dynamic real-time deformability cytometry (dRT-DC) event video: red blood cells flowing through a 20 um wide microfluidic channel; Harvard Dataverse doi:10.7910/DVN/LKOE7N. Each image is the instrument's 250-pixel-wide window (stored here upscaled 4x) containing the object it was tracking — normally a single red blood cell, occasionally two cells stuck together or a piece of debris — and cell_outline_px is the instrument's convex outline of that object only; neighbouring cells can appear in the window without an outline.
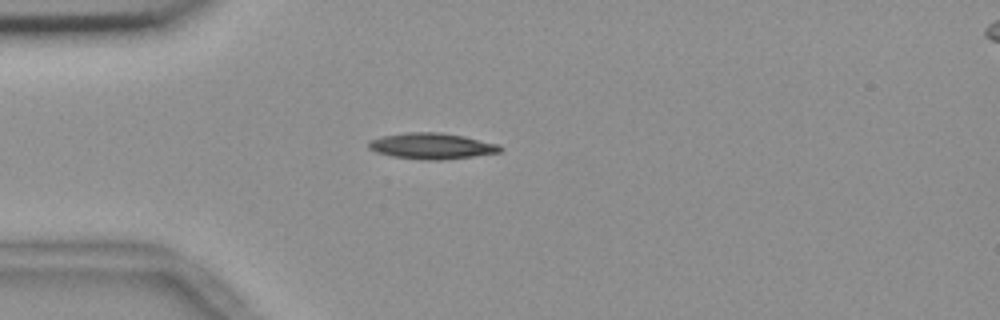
{"species": "common noctule bat (a hibernating species)", "species_latin": "Nyctalus noctula", "temperature_condition": "room temperature", "stored_images_in_passage": 41, "camera_frame_rate_fps": 3000, "um_per_image_px": 0.085, "animal": {"sex": "female", "body_mass_g": 18.4}, "frame": {"image": 1, "passage_image": 1, "time_ms": 0.0, "image_size_px": [1000, 320], "cell_outline_px": [[504, 148], [500, 152], [472, 156], [440, 160], [420, 160], [392, 156], [376, 152], [368, 148], [368, 140], [380, 136], [408, 132], [440, 132], [464, 136], [500, 144]], "centroid_in_image_um": [36.68, 12.4], "position_along_channel_um": 48.3, "area_um2": 20.11}}
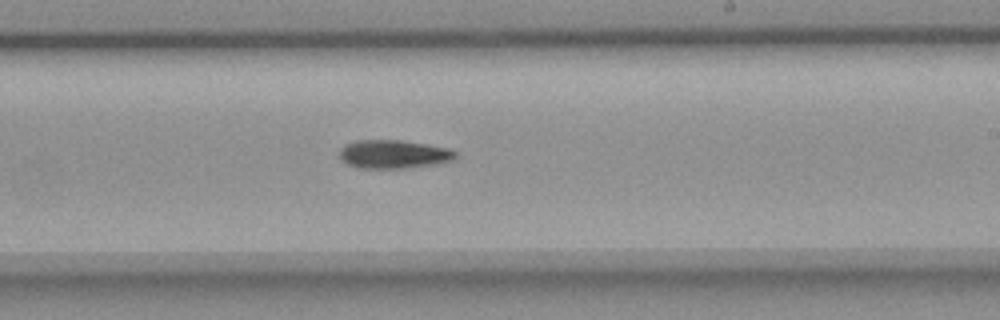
{"frame": {"image": 2, "passage_image": 19, "time_ms": 6.0, "image_size_px": [1000, 320], "cell_outline_px": [[456, 156], [452, 160], [436, 164], [404, 168], [360, 168], [348, 164], [340, 156], [340, 148], [344, 144], [356, 140], [400, 140], [428, 144], [448, 148], [456, 152]], "centroid_in_image_um": [33.45, 13.1], "position_along_channel_um": 255.5, "area_um2": 19.19}}
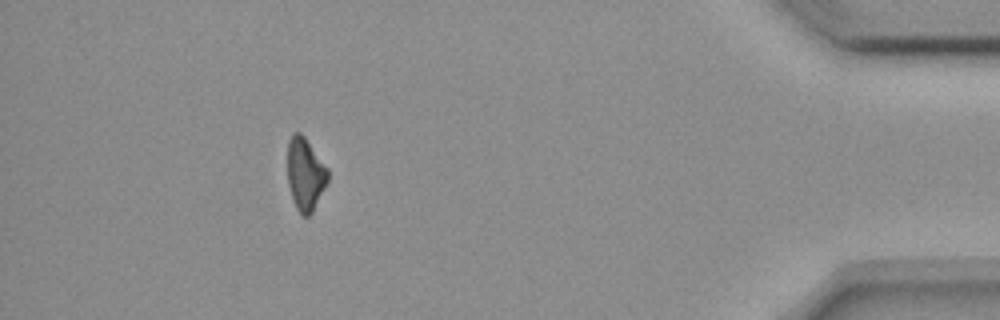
{"frame": {"image": 3, "passage_image": 36, "time_ms": 11.667, "image_size_px": [1000, 320], "cell_outline_px": [[328, 180], [312, 212], [308, 216], [300, 216], [296, 208], [288, 184], [288, 140], [292, 132], [300, 132], [304, 136], [328, 168]], "centroid_in_image_um": [25.94, 14.78], "position_along_channel_um": 409.3, "area_um2": 16.99}, "authors_computed_cell_mechanics": {"area_um2": 18.785, "velocity_mm_per_s": 3.6866, "shape_relaxation_time_tau1_ms": 4.0368, "shape_relaxation_time_tau2_ms": null, "deformation_change_tau1": 0.1338, "deformation_change_tau2": null}}